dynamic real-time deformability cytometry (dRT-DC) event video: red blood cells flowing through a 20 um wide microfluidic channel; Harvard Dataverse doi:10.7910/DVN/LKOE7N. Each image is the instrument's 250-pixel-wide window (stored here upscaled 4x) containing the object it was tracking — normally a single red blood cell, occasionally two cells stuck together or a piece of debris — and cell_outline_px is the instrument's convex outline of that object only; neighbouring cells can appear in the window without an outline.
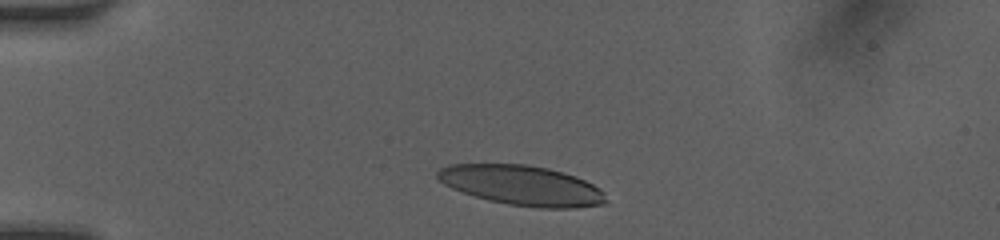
{"species": "human", "species_latin": "Homo sapiens", "temperature_condition": "room temperature", "stored_images_in_passage": 33, "camera_frame_rate_fps": 3000, "um_per_image_px": 0.085, "donor": {"sex": "female"}, "frame": {"image": 1, "passage_image": 2, "time_ms": 0.333, "image_size_px": [1000, 240], "cell_outline_px": [[604, 204], [576, 208], [540, 208], [508, 204], [488, 200], [452, 188], [444, 184], [436, 176], [436, 172], [440, 168], [448, 164], [524, 164], [548, 168], [564, 172], [576, 176], [600, 188], [604, 192]], "centroid_in_image_um": [44.36, 15.75], "position_along_channel_um": 40.6, "area_um2": 39.07}}
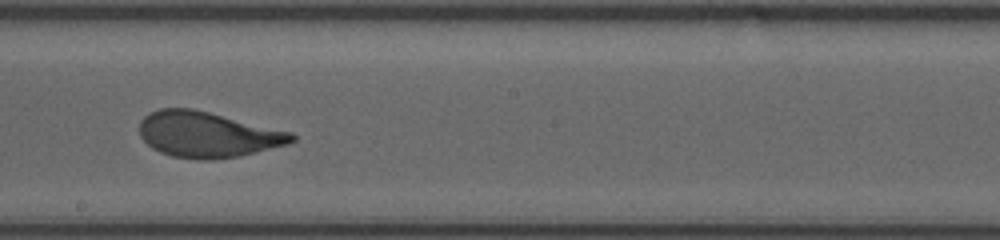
{"frame": {"image": 2, "passage_image": 19, "time_ms": 6.0, "image_size_px": [1000, 240], "cell_outline_px": [[296, 140], [288, 144], [240, 156], [212, 160], [196, 160], [172, 156], [160, 152], [152, 148], [140, 136], [140, 120], [148, 112], [160, 108], [192, 108], [292, 132], [296, 136]], "centroid_in_image_um": [17.63, 11.44], "position_along_channel_um": 230.6, "area_um2": 40.63}}
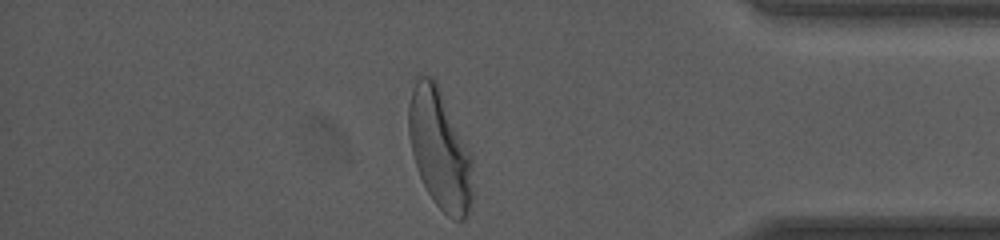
{"frame": {"image": 3, "passage_image": 33, "time_ms": 10.667, "image_size_px": [1000, 240], "cell_outline_px": [[472, 200], [468, 216], [464, 220], [452, 220], [436, 204], [428, 192], [420, 176], [412, 152], [408, 132], [408, 104], [412, 88], [416, 80], [420, 76], [432, 76], [436, 80], [472, 152]], "centroid_in_image_um": [37.4, 12.68], "position_along_channel_um": 397.8, "area_um2": 45.08}, "authors_computed_cell_mechanics": {"area_um2": 40.6334, "velocity_mm_per_s": 4.1235, "shape_relaxation_time_tau1_ms": 3.306, "shape_relaxation_time_tau2_ms": 0.7522, "deformation_change_tau1": 0.1795, "deformation_change_tau2": 0.0778}}